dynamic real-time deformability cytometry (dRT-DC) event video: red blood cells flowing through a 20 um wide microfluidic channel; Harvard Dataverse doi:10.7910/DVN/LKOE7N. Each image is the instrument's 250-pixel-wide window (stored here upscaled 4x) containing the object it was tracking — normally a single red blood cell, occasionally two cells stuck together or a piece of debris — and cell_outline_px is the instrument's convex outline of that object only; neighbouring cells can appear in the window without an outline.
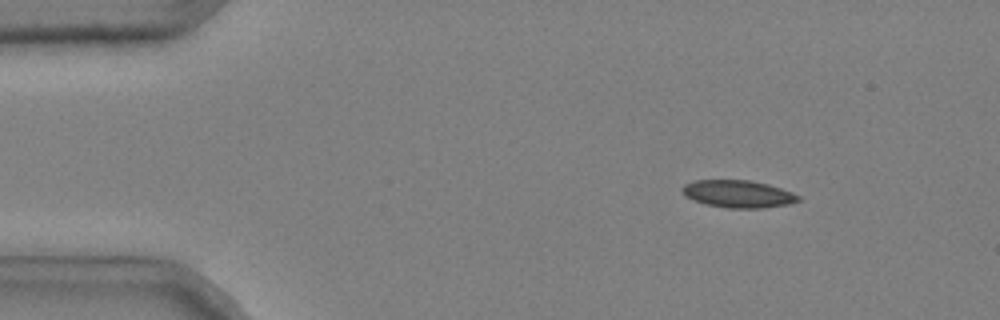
{"species": "common noctule bat (a hibernating species)", "species_latin": "Nyctalus noctula", "temperature_condition": "cold", "stored_images_in_passage": 46, "camera_frame_rate_fps": 3000, "um_per_image_px": 0.085, "animal": {"sex": "male", "body_mass_g": 20.4}, "frame": {"image": 1, "passage_image": 2, "time_ms": 0.333, "image_size_px": [1000, 320], "cell_outline_px": [[800, 200], [788, 204], [760, 208], [728, 208], [708, 204], [692, 200], [684, 196], [680, 188], [684, 184], [696, 180], [752, 180], [768, 184], [792, 192], [800, 196]], "centroid_in_image_um": [62.71, 16.47], "position_along_channel_um": 22.3, "area_um2": 18.55}}
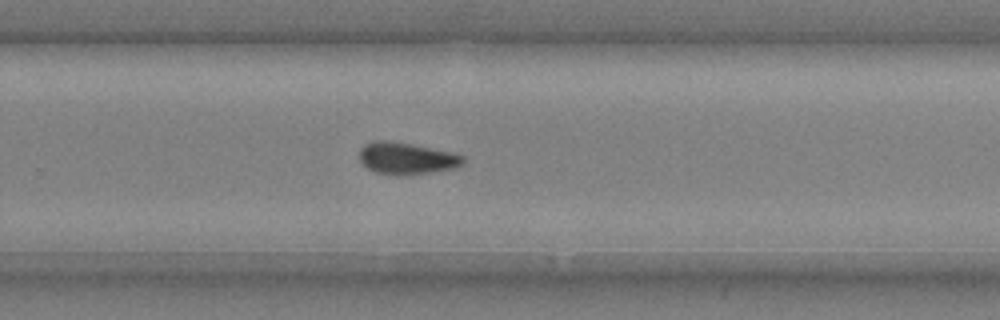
{"frame": {"image": 2, "passage_image": 30, "time_ms": 9.667, "image_size_px": [1000, 320], "cell_outline_px": [[464, 164], [456, 168], [404, 176], [396, 176], [376, 172], [368, 168], [360, 160], [360, 148], [364, 144], [376, 140], [384, 140], [412, 144], [456, 152], [464, 156]], "centroid_in_image_um": [34.6, 13.46], "position_along_channel_um": 295.2, "area_um2": 19.54}}
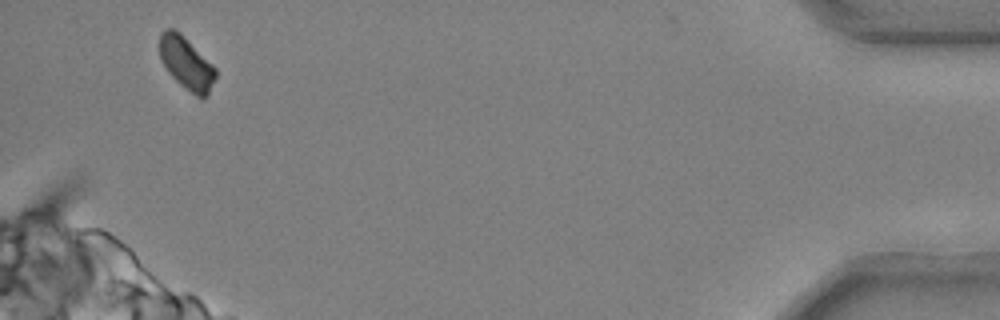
{"frame": {"image": 3, "passage_image": 45, "time_ms": 14.667, "image_size_px": [1000, 320], "cell_outline_px": [[216, 76], [208, 96], [204, 100], [200, 100], [180, 84], [168, 72], [160, 60], [160, 32], [164, 28], [172, 28], [180, 32], [216, 68]], "centroid_in_image_um": [15.85, 5.4], "position_along_channel_um": 419.4, "area_um2": 17.34}, "authors_computed_cell_mechanics": {"area_um2": 18.8428, "velocity_mm_per_s": 3.7002, "shape_relaxation_time_tau1_ms": 4.4369, "shape_relaxation_time_tau2_ms": 6.9301, "deformation_change_tau1": 0.1232, "deformation_change_tau2": 0.1153}}